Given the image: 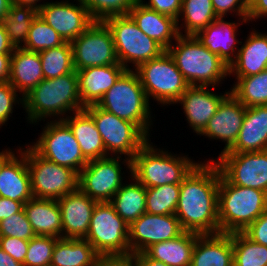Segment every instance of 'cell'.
<instances>
[{
    "instance_id": "6f0895ef",
    "label": "cell",
    "mask_w": 267,
    "mask_h": 266,
    "mask_svg": "<svg viewBox=\"0 0 267 266\" xmlns=\"http://www.w3.org/2000/svg\"><path fill=\"white\" fill-rule=\"evenodd\" d=\"M99 266H135L130 259L104 260Z\"/></svg>"
},
{
    "instance_id": "6da1fadb",
    "label": "cell",
    "mask_w": 267,
    "mask_h": 266,
    "mask_svg": "<svg viewBox=\"0 0 267 266\" xmlns=\"http://www.w3.org/2000/svg\"><path fill=\"white\" fill-rule=\"evenodd\" d=\"M221 171L214 161H200L180 184L175 216L184 231L219 233L218 190Z\"/></svg>"
},
{
    "instance_id": "8d00e7d4",
    "label": "cell",
    "mask_w": 267,
    "mask_h": 266,
    "mask_svg": "<svg viewBox=\"0 0 267 266\" xmlns=\"http://www.w3.org/2000/svg\"><path fill=\"white\" fill-rule=\"evenodd\" d=\"M44 79L57 78L75 71L70 42L39 52Z\"/></svg>"
},
{
    "instance_id": "4fadbf2b",
    "label": "cell",
    "mask_w": 267,
    "mask_h": 266,
    "mask_svg": "<svg viewBox=\"0 0 267 266\" xmlns=\"http://www.w3.org/2000/svg\"><path fill=\"white\" fill-rule=\"evenodd\" d=\"M26 160L33 198L58 200L78 188V174L38 155L26 142Z\"/></svg>"
},
{
    "instance_id": "f5cc1de1",
    "label": "cell",
    "mask_w": 267,
    "mask_h": 266,
    "mask_svg": "<svg viewBox=\"0 0 267 266\" xmlns=\"http://www.w3.org/2000/svg\"><path fill=\"white\" fill-rule=\"evenodd\" d=\"M12 54L0 53V82H8L10 77Z\"/></svg>"
},
{
    "instance_id": "681fc988",
    "label": "cell",
    "mask_w": 267,
    "mask_h": 266,
    "mask_svg": "<svg viewBox=\"0 0 267 266\" xmlns=\"http://www.w3.org/2000/svg\"><path fill=\"white\" fill-rule=\"evenodd\" d=\"M267 19V0L248 1V22Z\"/></svg>"
},
{
    "instance_id": "d590c367",
    "label": "cell",
    "mask_w": 267,
    "mask_h": 266,
    "mask_svg": "<svg viewBox=\"0 0 267 266\" xmlns=\"http://www.w3.org/2000/svg\"><path fill=\"white\" fill-rule=\"evenodd\" d=\"M37 14L38 11L33 7L11 4L1 22L14 48L24 46L31 23Z\"/></svg>"
},
{
    "instance_id": "3957f363",
    "label": "cell",
    "mask_w": 267,
    "mask_h": 266,
    "mask_svg": "<svg viewBox=\"0 0 267 266\" xmlns=\"http://www.w3.org/2000/svg\"><path fill=\"white\" fill-rule=\"evenodd\" d=\"M167 51L189 86L219 88L229 78V66L194 35H179Z\"/></svg>"
},
{
    "instance_id": "5b68a950",
    "label": "cell",
    "mask_w": 267,
    "mask_h": 266,
    "mask_svg": "<svg viewBox=\"0 0 267 266\" xmlns=\"http://www.w3.org/2000/svg\"><path fill=\"white\" fill-rule=\"evenodd\" d=\"M266 209V192L231 184L221 174L218 190L219 233L243 232Z\"/></svg>"
},
{
    "instance_id": "ee69618b",
    "label": "cell",
    "mask_w": 267,
    "mask_h": 266,
    "mask_svg": "<svg viewBox=\"0 0 267 266\" xmlns=\"http://www.w3.org/2000/svg\"><path fill=\"white\" fill-rule=\"evenodd\" d=\"M15 106V107H14ZM24 106L23 97L9 82H0V129L7 126L14 110ZM20 106V108H19Z\"/></svg>"
},
{
    "instance_id": "44dd1931",
    "label": "cell",
    "mask_w": 267,
    "mask_h": 266,
    "mask_svg": "<svg viewBox=\"0 0 267 266\" xmlns=\"http://www.w3.org/2000/svg\"><path fill=\"white\" fill-rule=\"evenodd\" d=\"M226 18H218L195 36L212 53L217 54L226 65L230 66L237 57L241 46L239 27L248 24V19L237 18L229 21ZM232 21V22H231ZM238 32V33H237ZM240 40V41H239Z\"/></svg>"
},
{
    "instance_id": "4316f807",
    "label": "cell",
    "mask_w": 267,
    "mask_h": 266,
    "mask_svg": "<svg viewBox=\"0 0 267 266\" xmlns=\"http://www.w3.org/2000/svg\"><path fill=\"white\" fill-rule=\"evenodd\" d=\"M190 266H233L232 233L198 234Z\"/></svg>"
},
{
    "instance_id": "c3c4849f",
    "label": "cell",
    "mask_w": 267,
    "mask_h": 266,
    "mask_svg": "<svg viewBox=\"0 0 267 266\" xmlns=\"http://www.w3.org/2000/svg\"><path fill=\"white\" fill-rule=\"evenodd\" d=\"M243 233L253 242L267 246V209Z\"/></svg>"
},
{
    "instance_id": "8992f818",
    "label": "cell",
    "mask_w": 267,
    "mask_h": 266,
    "mask_svg": "<svg viewBox=\"0 0 267 266\" xmlns=\"http://www.w3.org/2000/svg\"><path fill=\"white\" fill-rule=\"evenodd\" d=\"M97 105L117 117L136 124L149 138L154 127L152 104L134 70H126ZM154 121V122H153Z\"/></svg>"
},
{
    "instance_id": "11a10c76",
    "label": "cell",
    "mask_w": 267,
    "mask_h": 266,
    "mask_svg": "<svg viewBox=\"0 0 267 266\" xmlns=\"http://www.w3.org/2000/svg\"><path fill=\"white\" fill-rule=\"evenodd\" d=\"M0 266H24L0 248Z\"/></svg>"
},
{
    "instance_id": "4dcf8cb0",
    "label": "cell",
    "mask_w": 267,
    "mask_h": 266,
    "mask_svg": "<svg viewBox=\"0 0 267 266\" xmlns=\"http://www.w3.org/2000/svg\"><path fill=\"white\" fill-rule=\"evenodd\" d=\"M103 261L86 239L58 238L50 266H99Z\"/></svg>"
},
{
    "instance_id": "ab89813d",
    "label": "cell",
    "mask_w": 267,
    "mask_h": 266,
    "mask_svg": "<svg viewBox=\"0 0 267 266\" xmlns=\"http://www.w3.org/2000/svg\"><path fill=\"white\" fill-rule=\"evenodd\" d=\"M64 43L63 38L37 14L31 23L27 40L22 48L40 52Z\"/></svg>"
},
{
    "instance_id": "52a82bcc",
    "label": "cell",
    "mask_w": 267,
    "mask_h": 266,
    "mask_svg": "<svg viewBox=\"0 0 267 266\" xmlns=\"http://www.w3.org/2000/svg\"><path fill=\"white\" fill-rule=\"evenodd\" d=\"M103 260L129 259V226L110 202H97L85 238Z\"/></svg>"
},
{
    "instance_id": "d4e9b609",
    "label": "cell",
    "mask_w": 267,
    "mask_h": 266,
    "mask_svg": "<svg viewBox=\"0 0 267 266\" xmlns=\"http://www.w3.org/2000/svg\"><path fill=\"white\" fill-rule=\"evenodd\" d=\"M267 150V105L247 107L235 143L223 153Z\"/></svg>"
},
{
    "instance_id": "30bf717a",
    "label": "cell",
    "mask_w": 267,
    "mask_h": 266,
    "mask_svg": "<svg viewBox=\"0 0 267 266\" xmlns=\"http://www.w3.org/2000/svg\"><path fill=\"white\" fill-rule=\"evenodd\" d=\"M84 110L93 118L109 156H122L132 160L138 151L153 139L136 124L117 117L97 104L87 106Z\"/></svg>"
},
{
    "instance_id": "bcb514c9",
    "label": "cell",
    "mask_w": 267,
    "mask_h": 266,
    "mask_svg": "<svg viewBox=\"0 0 267 266\" xmlns=\"http://www.w3.org/2000/svg\"><path fill=\"white\" fill-rule=\"evenodd\" d=\"M29 240L18 237L0 236V248L8 253L14 260L24 263L28 250Z\"/></svg>"
},
{
    "instance_id": "484cf974",
    "label": "cell",
    "mask_w": 267,
    "mask_h": 266,
    "mask_svg": "<svg viewBox=\"0 0 267 266\" xmlns=\"http://www.w3.org/2000/svg\"><path fill=\"white\" fill-rule=\"evenodd\" d=\"M129 15L138 28L148 37L167 50L179 37L177 20L160 14L138 1L130 9Z\"/></svg>"
},
{
    "instance_id": "f35d334b",
    "label": "cell",
    "mask_w": 267,
    "mask_h": 266,
    "mask_svg": "<svg viewBox=\"0 0 267 266\" xmlns=\"http://www.w3.org/2000/svg\"><path fill=\"white\" fill-rule=\"evenodd\" d=\"M180 195V184H165L146 188V213L175 214Z\"/></svg>"
},
{
    "instance_id": "60d3db41",
    "label": "cell",
    "mask_w": 267,
    "mask_h": 266,
    "mask_svg": "<svg viewBox=\"0 0 267 266\" xmlns=\"http://www.w3.org/2000/svg\"><path fill=\"white\" fill-rule=\"evenodd\" d=\"M94 21L112 16L128 15L138 0H80Z\"/></svg>"
},
{
    "instance_id": "7c38bea8",
    "label": "cell",
    "mask_w": 267,
    "mask_h": 266,
    "mask_svg": "<svg viewBox=\"0 0 267 266\" xmlns=\"http://www.w3.org/2000/svg\"><path fill=\"white\" fill-rule=\"evenodd\" d=\"M129 174L131 160L128 158L108 156L90 160L78 174V188L96 202H110Z\"/></svg>"
},
{
    "instance_id": "1f68e13d",
    "label": "cell",
    "mask_w": 267,
    "mask_h": 266,
    "mask_svg": "<svg viewBox=\"0 0 267 266\" xmlns=\"http://www.w3.org/2000/svg\"><path fill=\"white\" fill-rule=\"evenodd\" d=\"M197 235L185 231L176 238L152 244L144 252L168 266H190Z\"/></svg>"
},
{
    "instance_id": "680465c9",
    "label": "cell",
    "mask_w": 267,
    "mask_h": 266,
    "mask_svg": "<svg viewBox=\"0 0 267 266\" xmlns=\"http://www.w3.org/2000/svg\"><path fill=\"white\" fill-rule=\"evenodd\" d=\"M11 4V0H0V21L9 11Z\"/></svg>"
},
{
    "instance_id": "d6a6232c",
    "label": "cell",
    "mask_w": 267,
    "mask_h": 266,
    "mask_svg": "<svg viewBox=\"0 0 267 266\" xmlns=\"http://www.w3.org/2000/svg\"><path fill=\"white\" fill-rule=\"evenodd\" d=\"M110 203L115 212L130 226L146 212V187L130 174Z\"/></svg>"
},
{
    "instance_id": "5bb4252c",
    "label": "cell",
    "mask_w": 267,
    "mask_h": 266,
    "mask_svg": "<svg viewBox=\"0 0 267 266\" xmlns=\"http://www.w3.org/2000/svg\"><path fill=\"white\" fill-rule=\"evenodd\" d=\"M75 71L92 66L120 64L110 29L103 21L92 23L71 42Z\"/></svg>"
},
{
    "instance_id": "7a4b0ae2",
    "label": "cell",
    "mask_w": 267,
    "mask_h": 266,
    "mask_svg": "<svg viewBox=\"0 0 267 266\" xmlns=\"http://www.w3.org/2000/svg\"><path fill=\"white\" fill-rule=\"evenodd\" d=\"M23 100L27 126H37L41 121L64 120L71 113L85 108L79 96L76 71L43 79Z\"/></svg>"
},
{
    "instance_id": "db71d44e",
    "label": "cell",
    "mask_w": 267,
    "mask_h": 266,
    "mask_svg": "<svg viewBox=\"0 0 267 266\" xmlns=\"http://www.w3.org/2000/svg\"><path fill=\"white\" fill-rule=\"evenodd\" d=\"M13 45L10 43L9 36L5 31V27L0 21V53L1 54H12L14 51Z\"/></svg>"
},
{
    "instance_id": "816d5d0a",
    "label": "cell",
    "mask_w": 267,
    "mask_h": 266,
    "mask_svg": "<svg viewBox=\"0 0 267 266\" xmlns=\"http://www.w3.org/2000/svg\"><path fill=\"white\" fill-rule=\"evenodd\" d=\"M129 259L135 266H168L162 261L150 258L145 252L134 253Z\"/></svg>"
},
{
    "instance_id": "9a60e30c",
    "label": "cell",
    "mask_w": 267,
    "mask_h": 266,
    "mask_svg": "<svg viewBox=\"0 0 267 266\" xmlns=\"http://www.w3.org/2000/svg\"><path fill=\"white\" fill-rule=\"evenodd\" d=\"M214 161L221 174L237 186L254 188L267 193V150L246 153H222Z\"/></svg>"
},
{
    "instance_id": "9c48e42d",
    "label": "cell",
    "mask_w": 267,
    "mask_h": 266,
    "mask_svg": "<svg viewBox=\"0 0 267 266\" xmlns=\"http://www.w3.org/2000/svg\"><path fill=\"white\" fill-rule=\"evenodd\" d=\"M103 22L112 33L118 61L127 70H135L140 64L157 58L166 51L145 35L129 14L112 16Z\"/></svg>"
},
{
    "instance_id": "b9f144b4",
    "label": "cell",
    "mask_w": 267,
    "mask_h": 266,
    "mask_svg": "<svg viewBox=\"0 0 267 266\" xmlns=\"http://www.w3.org/2000/svg\"><path fill=\"white\" fill-rule=\"evenodd\" d=\"M56 237L35 235L29 240L24 266H50Z\"/></svg>"
},
{
    "instance_id": "f6af8a7d",
    "label": "cell",
    "mask_w": 267,
    "mask_h": 266,
    "mask_svg": "<svg viewBox=\"0 0 267 266\" xmlns=\"http://www.w3.org/2000/svg\"><path fill=\"white\" fill-rule=\"evenodd\" d=\"M212 6L218 18L248 19V0H212Z\"/></svg>"
},
{
    "instance_id": "91938a15",
    "label": "cell",
    "mask_w": 267,
    "mask_h": 266,
    "mask_svg": "<svg viewBox=\"0 0 267 266\" xmlns=\"http://www.w3.org/2000/svg\"><path fill=\"white\" fill-rule=\"evenodd\" d=\"M0 171H1V151H0Z\"/></svg>"
},
{
    "instance_id": "cb8c5ba5",
    "label": "cell",
    "mask_w": 267,
    "mask_h": 266,
    "mask_svg": "<svg viewBox=\"0 0 267 266\" xmlns=\"http://www.w3.org/2000/svg\"><path fill=\"white\" fill-rule=\"evenodd\" d=\"M251 29L246 39H242L236 60L229 66V78L247 77L267 69V31Z\"/></svg>"
},
{
    "instance_id": "83f0119b",
    "label": "cell",
    "mask_w": 267,
    "mask_h": 266,
    "mask_svg": "<svg viewBox=\"0 0 267 266\" xmlns=\"http://www.w3.org/2000/svg\"><path fill=\"white\" fill-rule=\"evenodd\" d=\"M44 79L39 52L15 48L11 56L9 83L26 96Z\"/></svg>"
},
{
    "instance_id": "e0dca14e",
    "label": "cell",
    "mask_w": 267,
    "mask_h": 266,
    "mask_svg": "<svg viewBox=\"0 0 267 266\" xmlns=\"http://www.w3.org/2000/svg\"><path fill=\"white\" fill-rule=\"evenodd\" d=\"M17 145L1 151L0 196L26 203L33 198L27 167L26 147Z\"/></svg>"
},
{
    "instance_id": "e575fe53",
    "label": "cell",
    "mask_w": 267,
    "mask_h": 266,
    "mask_svg": "<svg viewBox=\"0 0 267 266\" xmlns=\"http://www.w3.org/2000/svg\"><path fill=\"white\" fill-rule=\"evenodd\" d=\"M235 78L230 93L246 107L267 105V69L247 77Z\"/></svg>"
},
{
    "instance_id": "f1b7e54d",
    "label": "cell",
    "mask_w": 267,
    "mask_h": 266,
    "mask_svg": "<svg viewBox=\"0 0 267 266\" xmlns=\"http://www.w3.org/2000/svg\"><path fill=\"white\" fill-rule=\"evenodd\" d=\"M23 209L35 235L62 238L61 211L57 200L32 198Z\"/></svg>"
},
{
    "instance_id": "f546056e",
    "label": "cell",
    "mask_w": 267,
    "mask_h": 266,
    "mask_svg": "<svg viewBox=\"0 0 267 266\" xmlns=\"http://www.w3.org/2000/svg\"><path fill=\"white\" fill-rule=\"evenodd\" d=\"M64 121L72 130L83 156L88 161L109 156L93 118L85 110L71 113Z\"/></svg>"
},
{
    "instance_id": "603a6c76",
    "label": "cell",
    "mask_w": 267,
    "mask_h": 266,
    "mask_svg": "<svg viewBox=\"0 0 267 266\" xmlns=\"http://www.w3.org/2000/svg\"><path fill=\"white\" fill-rule=\"evenodd\" d=\"M127 69L121 64L77 70L78 90L84 107L96 105Z\"/></svg>"
},
{
    "instance_id": "277c9868",
    "label": "cell",
    "mask_w": 267,
    "mask_h": 266,
    "mask_svg": "<svg viewBox=\"0 0 267 266\" xmlns=\"http://www.w3.org/2000/svg\"><path fill=\"white\" fill-rule=\"evenodd\" d=\"M166 147H157L150 139L131 160V175L146 188L181 184L200 162L189 154H175Z\"/></svg>"
},
{
    "instance_id": "2e32d148",
    "label": "cell",
    "mask_w": 267,
    "mask_h": 266,
    "mask_svg": "<svg viewBox=\"0 0 267 266\" xmlns=\"http://www.w3.org/2000/svg\"><path fill=\"white\" fill-rule=\"evenodd\" d=\"M38 15L70 43L95 22L80 0L46 1Z\"/></svg>"
},
{
    "instance_id": "74e56055",
    "label": "cell",
    "mask_w": 267,
    "mask_h": 266,
    "mask_svg": "<svg viewBox=\"0 0 267 266\" xmlns=\"http://www.w3.org/2000/svg\"><path fill=\"white\" fill-rule=\"evenodd\" d=\"M233 266H267V246L253 242L243 232L232 233Z\"/></svg>"
},
{
    "instance_id": "ffe728a7",
    "label": "cell",
    "mask_w": 267,
    "mask_h": 266,
    "mask_svg": "<svg viewBox=\"0 0 267 266\" xmlns=\"http://www.w3.org/2000/svg\"><path fill=\"white\" fill-rule=\"evenodd\" d=\"M246 106L231 93L221 102L217 112L198 135L208 140L224 143L219 155L226 152L236 141L246 113ZM205 136V137H204Z\"/></svg>"
},
{
    "instance_id": "7bdbcfd3",
    "label": "cell",
    "mask_w": 267,
    "mask_h": 266,
    "mask_svg": "<svg viewBox=\"0 0 267 266\" xmlns=\"http://www.w3.org/2000/svg\"><path fill=\"white\" fill-rule=\"evenodd\" d=\"M0 236L30 240L35 236L24 209L0 221Z\"/></svg>"
},
{
    "instance_id": "7402d4cb",
    "label": "cell",
    "mask_w": 267,
    "mask_h": 266,
    "mask_svg": "<svg viewBox=\"0 0 267 266\" xmlns=\"http://www.w3.org/2000/svg\"><path fill=\"white\" fill-rule=\"evenodd\" d=\"M57 201L61 211L62 238L85 239L97 202L79 188Z\"/></svg>"
},
{
    "instance_id": "ba28073f",
    "label": "cell",
    "mask_w": 267,
    "mask_h": 266,
    "mask_svg": "<svg viewBox=\"0 0 267 266\" xmlns=\"http://www.w3.org/2000/svg\"><path fill=\"white\" fill-rule=\"evenodd\" d=\"M134 71L149 103L156 102L162 108H168L172 104L175 106L189 87L167 50L157 58L140 64Z\"/></svg>"
},
{
    "instance_id": "8fae6325",
    "label": "cell",
    "mask_w": 267,
    "mask_h": 266,
    "mask_svg": "<svg viewBox=\"0 0 267 266\" xmlns=\"http://www.w3.org/2000/svg\"><path fill=\"white\" fill-rule=\"evenodd\" d=\"M40 127L38 138L28 145L42 158L79 174L89 161L83 156L68 124L64 120H48Z\"/></svg>"
},
{
    "instance_id": "9f6ffc18",
    "label": "cell",
    "mask_w": 267,
    "mask_h": 266,
    "mask_svg": "<svg viewBox=\"0 0 267 266\" xmlns=\"http://www.w3.org/2000/svg\"><path fill=\"white\" fill-rule=\"evenodd\" d=\"M45 1L46 0H11V3L21 6H30L38 11L39 8L45 3Z\"/></svg>"
},
{
    "instance_id": "d6986e66",
    "label": "cell",
    "mask_w": 267,
    "mask_h": 266,
    "mask_svg": "<svg viewBox=\"0 0 267 266\" xmlns=\"http://www.w3.org/2000/svg\"><path fill=\"white\" fill-rule=\"evenodd\" d=\"M217 89L210 86H189L175 103L182 107L184 120L195 135H199L205 129L221 102L230 94V88L222 93L219 89L216 91Z\"/></svg>"
},
{
    "instance_id": "f907efd6",
    "label": "cell",
    "mask_w": 267,
    "mask_h": 266,
    "mask_svg": "<svg viewBox=\"0 0 267 266\" xmlns=\"http://www.w3.org/2000/svg\"><path fill=\"white\" fill-rule=\"evenodd\" d=\"M23 208L24 203L0 196V221L21 212Z\"/></svg>"
},
{
    "instance_id": "836d02e7",
    "label": "cell",
    "mask_w": 267,
    "mask_h": 266,
    "mask_svg": "<svg viewBox=\"0 0 267 266\" xmlns=\"http://www.w3.org/2000/svg\"><path fill=\"white\" fill-rule=\"evenodd\" d=\"M216 19L212 0H183L177 19L179 34L195 36Z\"/></svg>"
},
{
    "instance_id": "7dc6e473",
    "label": "cell",
    "mask_w": 267,
    "mask_h": 266,
    "mask_svg": "<svg viewBox=\"0 0 267 266\" xmlns=\"http://www.w3.org/2000/svg\"><path fill=\"white\" fill-rule=\"evenodd\" d=\"M183 0H138L142 5L156 12L178 19Z\"/></svg>"
},
{
    "instance_id": "ac0fdd59",
    "label": "cell",
    "mask_w": 267,
    "mask_h": 266,
    "mask_svg": "<svg viewBox=\"0 0 267 266\" xmlns=\"http://www.w3.org/2000/svg\"><path fill=\"white\" fill-rule=\"evenodd\" d=\"M184 232L175 214L145 212L129 226L130 253L144 252L152 244L176 238Z\"/></svg>"
}]
</instances>
